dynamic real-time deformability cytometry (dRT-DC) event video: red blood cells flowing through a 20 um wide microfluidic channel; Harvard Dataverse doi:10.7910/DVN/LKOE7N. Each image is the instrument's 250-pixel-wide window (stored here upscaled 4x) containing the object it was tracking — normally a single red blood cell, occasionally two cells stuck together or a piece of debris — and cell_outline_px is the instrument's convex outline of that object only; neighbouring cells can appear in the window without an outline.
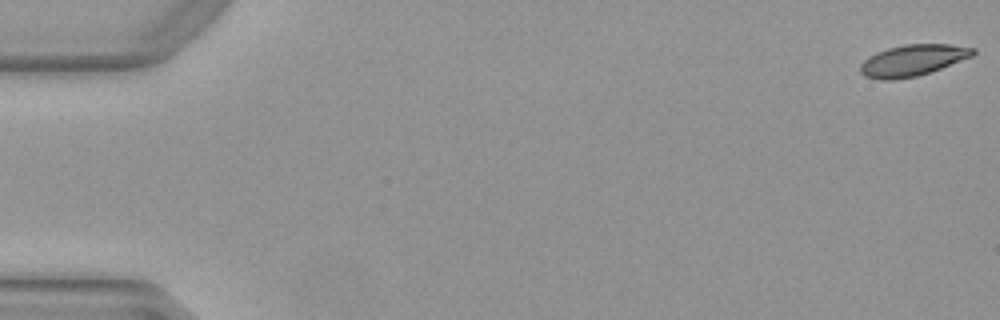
{"species": "Egyptian fruit bat (a non-hibernating species)", "species_latin": "Rousettus aegyptiacus", "temperature_condition": "warm", "stored_images_in_passage": 46, "camera_frame_rate_fps": 3000, "um_per_image_px": 0.085, "animal": {"sex": "female"}, "frame": {"image": 1, "passage_image": 1, "time_ms": 0.0, "image_size_px": [1000, 320], "cell_outline_px": [[976, 52], [972, 56], [940, 68], [916, 76], [892, 80], [880, 80], [864, 76], [860, 72], [860, 64], [868, 56], [876, 52], [888, 48], [904, 44], [948, 44], [976, 48]], "centroid_in_image_um": [77.54, 5.12], "position_along_channel_um": 7.5, "area_um2": 20.46}}
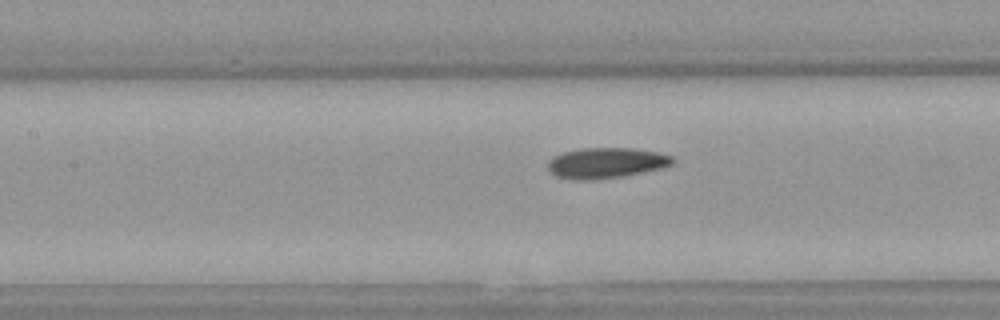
{"frame": {"image": 2, "passage_image": 24, "time_ms": 7.667, "image_size_px": [1000, 320], "cell_outline_px": [[676, 160], [672, 164], [660, 168], [620, 176], [596, 180], [576, 180], [556, 176], [548, 172], [548, 160], [552, 156], [564, 152], [580, 148], [632, 148], [656, 152], [672, 156]], "centroid_in_image_um": [51.46, 13.84], "position_along_channel_um": 155.9, "area_um2": 22.2}}
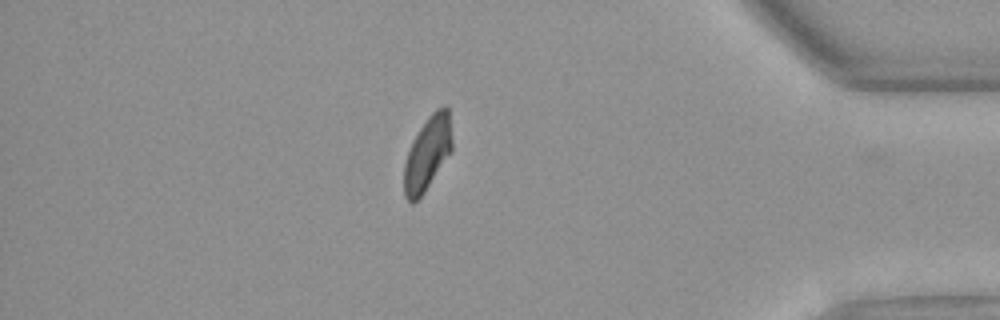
{"frame": {"image": 3, "passage_image": 45, "time_ms": 14.667, "image_size_px": [1000, 320], "cell_outline_px": [[452, 148], [424, 192], [412, 204], [404, 196], [404, 164], [408, 152], [420, 128], [428, 116], [436, 108], [444, 104], [448, 108], [452, 140]], "centroid_in_image_um": [36.33, 13.01], "position_along_channel_um": 398.9, "area_um2": 20.11}, "authors_computed_cell_mechanics": {"area_um2": 21.6172, "velocity_mm_per_s": 3.9866, "shape_relaxation_time_tau1_ms": 6.1249, "shape_relaxation_time_tau2_ms": 3.722, "deformation_change_tau1": 0.1542, "deformation_change_tau2": 0.0724}}